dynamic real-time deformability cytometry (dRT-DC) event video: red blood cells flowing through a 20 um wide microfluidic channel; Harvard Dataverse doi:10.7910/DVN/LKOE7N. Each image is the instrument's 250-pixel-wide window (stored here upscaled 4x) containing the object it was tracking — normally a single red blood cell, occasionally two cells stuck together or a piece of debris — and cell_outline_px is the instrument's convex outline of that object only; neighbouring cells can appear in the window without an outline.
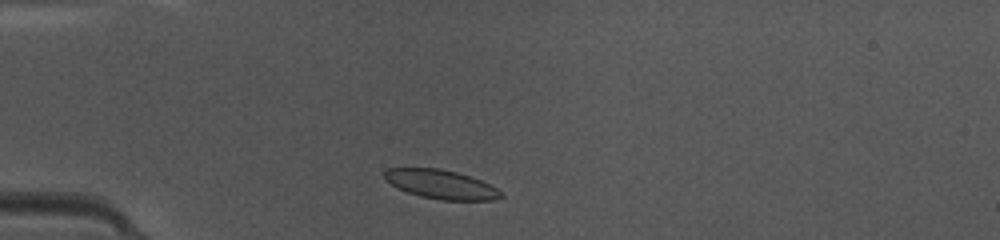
{"species": "common noctule bat (a hibernating species)", "species_latin": "Nyctalus noctula", "temperature_condition": "warm", "stored_images_in_passage": 36, "camera_frame_rate_fps": 3000, "um_per_image_px": 0.085, "animal": {"sex": "female", "body_mass_g": 10.0, "forearm_length_mm": 53.1}, "frame": {"image": 1, "passage_image": 3, "time_ms": 0.667, "image_size_px": [1000, 240], "cell_outline_px": [[504, 196], [492, 200], [440, 200], [420, 196], [396, 188], [384, 180], [384, 172], [388, 168], [440, 168], [456, 172], [480, 180], [496, 188]], "centroid_in_image_um": [37.43, 15.67], "position_along_channel_um": 47.6, "area_um2": 19.59}}
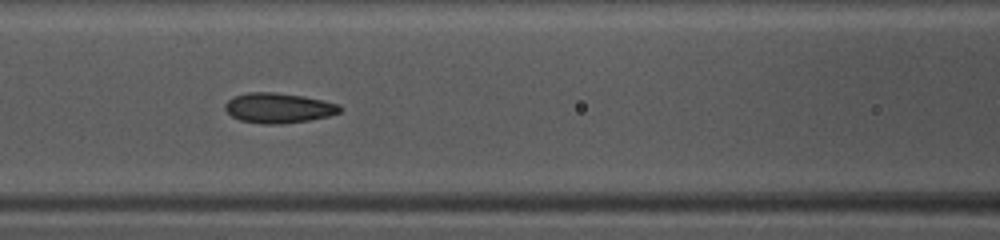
{"frame": {"image": 2, "passage_image": 11, "time_ms": 3.333, "image_size_px": [1000, 240], "cell_outline_px": [[344, 108], [340, 112], [328, 116], [308, 120], [276, 124], [268, 124], [240, 120], [232, 116], [224, 108], [224, 104], [232, 96], [248, 92], [276, 92], [304, 96], [340, 104]], "centroid_in_image_um": [23.68, 9.16], "position_along_channel_um": 142.9, "area_um2": 20.11}}
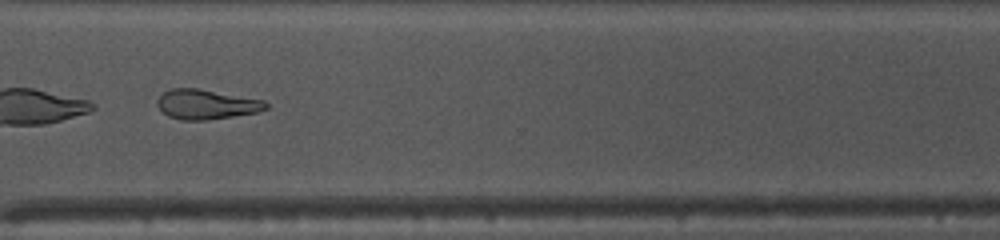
{"frame": {"image": 3, "passage_image": 26, "time_ms": 8.333, "image_size_px": [1000, 240], "cell_outline_px": [[268, 108], [256, 112], [208, 120], [180, 120], [168, 116], [156, 104], [156, 100], [164, 92], [172, 88], [196, 88], [264, 100], [268, 104]], "centroid_in_image_um": [17.52, 8.87], "position_along_channel_um": 353.1, "area_um2": 18.67}, "authors_computed_cell_mechanics": {"area_um2": 19.7676, "velocity_mm_per_s": 4.2124, "shape_relaxation_time_tau1_ms": 3.0007, "shape_relaxation_time_tau2_ms": 2.4148, "deformation_change_tau1": 0.1105, "deformation_change_tau2": 0.0779}}